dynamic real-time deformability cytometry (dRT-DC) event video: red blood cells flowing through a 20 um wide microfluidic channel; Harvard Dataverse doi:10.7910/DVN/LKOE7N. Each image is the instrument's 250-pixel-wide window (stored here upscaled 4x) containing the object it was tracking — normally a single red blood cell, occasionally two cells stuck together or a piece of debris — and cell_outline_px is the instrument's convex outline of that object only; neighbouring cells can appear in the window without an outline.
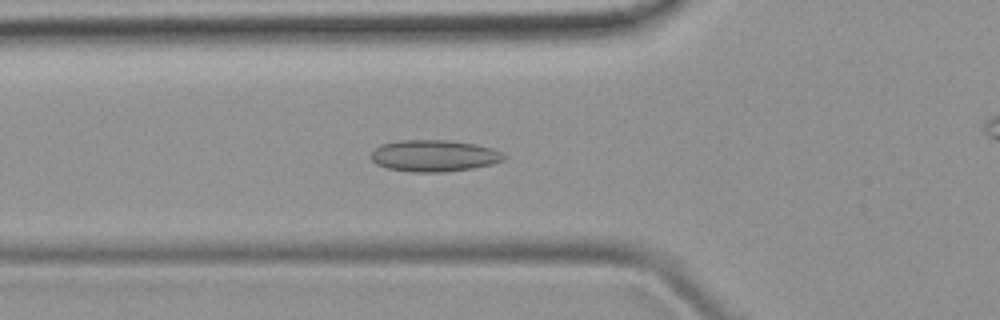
{"species": "common noctule bat (a hibernating species)", "species_latin": "Nyctalus noctula", "temperature_condition": "room temperature", "stored_images_in_passage": 49, "camera_frame_rate_fps": 3000, "um_per_image_px": 0.085, "animal": {"sex": "female", "body_mass_g": 19.9}, "frame": {"image": 1, "passage_image": 17, "time_ms": 5.333, "image_size_px": [1000, 320], "cell_outline_px": [[508, 156], [504, 160], [492, 164], [472, 168], [440, 172], [412, 172], [388, 168], [376, 164], [368, 156], [380, 144], [400, 140], [448, 140], [476, 144], [492, 148]], "centroid_in_image_um": [36.89, 13.23], "position_along_channel_um": 88.9, "area_um2": 24.57}}
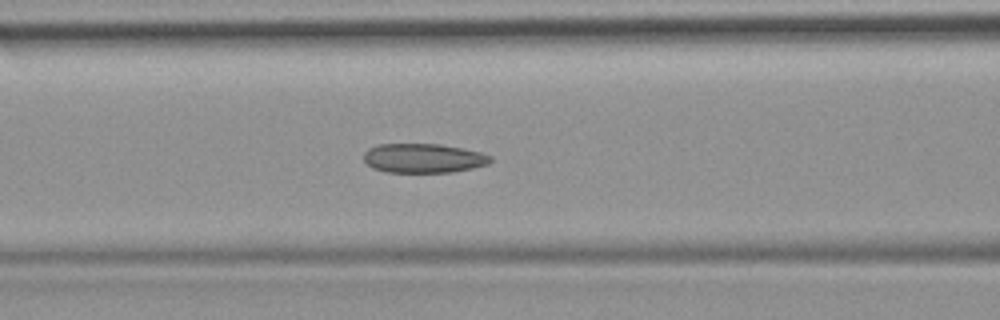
{"frame": {"image": 2, "passage_image": 20, "time_ms": 6.333, "image_size_px": [1000, 320], "cell_outline_px": [[492, 160], [488, 164], [472, 168], [452, 172], [388, 172], [372, 168], [364, 160], [364, 152], [368, 148], [376, 144], [440, 144], [480, 152], [492, 156]], "centroid_in_image_um": [35.97, 13.44], "position_along_channel_um": 130.6, "area_um2": 21.62}}
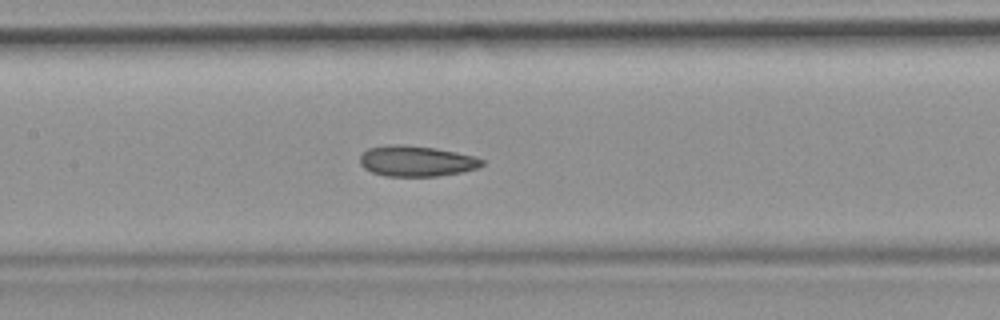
{"frame": {"image": 3, "passage_image": 23, "time_ms": 7.333, "image_size_px": [1000, 320], "cell_outline_px": [[484, 164], [480, 168], [460, 172], [436, 176], [384, 176], [372, 172], [364, 168], [360, 164], [360, 156], [368, 148], [388, 144], [400, 144], [436, 148], [476, 156], [484, 160]], "centroid_in_image_um": [35.41, 13.68], "position_along_channel_um": 172.0, "area_um2": 21.96}}